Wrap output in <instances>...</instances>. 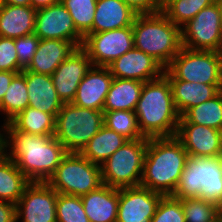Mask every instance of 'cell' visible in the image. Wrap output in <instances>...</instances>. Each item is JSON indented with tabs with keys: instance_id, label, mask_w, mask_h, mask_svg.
I'll use <instances>...</instances> for the list:
<instances>
[{
	"instance_id": "cell-1",
	"label": "cell",
	"mask_w": 222,
	"mask_h": 222,
	"mask_svg": "<svg viewBox=\"0 0 222 222\" xmlns=\"http://www.w3.org/2000/svg\"><path fill=\"white\" fill-rule=\"evenodd\" d=\"M5 133V154L30 182H47L68 153L54 136L25 133L10 122L6 123Z\"/></svg>"
},
{
	"instance_id": "cell-2",
	"label": "cell",
	"mask_w": 222,
	"mask_h": 222,
	"mask_svg": "<svg viewBox=\"0 0 222 222\" xmlns=\"http://www.w3.org/2000/svg\"><path fill=\"white\" fill-rule=\"evenodd\" d=\"M188 156L176 136L149 138L140 185L163 196L172 195Z\"/></svg>"
},
{
	"instance_id": "cell-3",
	"label": "cell",
	"mask_w": 222,
	"mask_h": 222,
	"mask_svg": "<svg viewBox=\"0 0 222 222\" xmlns=\"http://www.w3.org/2000/svg\"><path fill=\"white\" fill-rule=\"evenodd\" d=\"M134 112L145 138L176 136L180 115L173 103L169 80L164 75L144 82Z\"/></svg>"
},
{
	"instance_id": "cell-4",
	"label": "cell",
	"mask_w": 222,
	"mask_h": 222,
	"mask_svg": "<svg viewBox=\"0 0 222 222\" xmlns=\"http://www.w3.org/2000/svg\"><path fill=\"white\" fill-rule=\"evenodd\" d=\"M132 29L134 47L152 56L164 68L182 48L181 28L161 11L137 14Z\"/></svg>"
},
{
	"instance_id": "cell-5",
	"label": "cell",
	"mask_w": 222,
	"mask_h": 222,
	"mask_svg": "<svg viewBox=\"0 0 222 222\" xmlns=\"http://www.w3.org/2000/svg\"><path fill=\"white\" fill-rule=\"evenodd\" d=\"M177 199L202 198L222 206V156H188L171 195Z\"/></svg>"
},
{
	"instance_id": "cell-6",
	"label": "cell",
	"mask_w": 222,
	"mask_h": 222,
	"mask_svg": "<svg viewBox=\"0 0 222 222\" xmlns=\"http://www.w3.org/2000/svg\"><path fill=\"white\" fill-rule=\"evenodd\" d=\"M103 125L102 110L64 103L56 116L54 137L68 153H80Z\"/></svg>"
},
{
	"instance_id": "cell-7",
	"label": "cell",
	"mask_w": 222,
	"mask_h": 222,
	"mask_svg": "<svg viewBox=\"0 0 222 222\" xmlns=\"http://www.w3.org/2000/svg\"><path fill=\"white\" fill-rule=\"evenodd\" d=\"M147 145L148 138H140L118 148L100 166L103 184L117 189L139 186Z\"/></svg>"
},
{
	"instance_id": "cell-8",
	"label": "cell",
	"mask_w": 222,
	"mask_h": 222,
	"mask_svg": "<svg viewBox=\"0 0 222 222\" xmlns=\"http://www.w3.org/2000/svg\"><path fill=\"white\" fill-rule=\"evenodd\" d=\"M47 183L57 193L81 197L103 185L101 168L80 153H67Z\"/></svg>"
},
{
	"instance_id": "cell-9",
	"label": "cell",
	"mask_w": 222,
	"mask_h": 222,
	"mask_svg": "<svg viewBox=\"0 0 222 222\" xmlns=\"http://www.w3.org/2000/svg\"><path fill=\"white\" fill-rule=\"evenodd\" d=\"M163 75L168 80L222 84L220 52L191 50L182 46Z\"/></svg>"
},
{
	"instance_id": "cell-10",
	"label": "cell",
	"mask_w": 222,
	"mask_h": 222,
	"mask_svg": "<svg viewBox=\"0 0 222 222\" xmlns=\"http://www.w3.org/2000/svg\"><path fill=\"white\" fill-rule=\"evenodd\" d=\"M182 46L191 50H222V31L219 3L203 8L181 27Z\"/></svg>"
},
{
	"instance_id": "cell-11",
	"label": "cell",
	"mask_w": 222,
	"mask_h": 222,
	"mask_svg": "<svg viewBox=\"0 0 222 222\" xmlns=\"http://www.w3.org/2000/svg\"><path fill=\"white\" fill-rule=\"evenodd\" d=\"M81 48L87 53L93 66L107 67L134 48L132 26L87 34Z\"/></svg>"
},
{
	"instance_id": "cell-12",
	"label": "cell",
	"mask_w": 222,
	"mask_h": 222,
	"mask_svg": "<svg viewBox=\"0 0 222 222\" xmlns=\"http://www.w3.org/2000/svg\"><path fill=\"white\" fill-rule=\"evenodd\" d=\"M57 194L47 182H31L16 204V222H57Z\"/></svg>"
},
{
	"instance_id": "cell-13",
	"label": "cell",
	"mask_w": 222,
	"mask_h": 222,
	"mask_svg": "<svg viewBox=\"0 0 222 222\" xmlns=\"http://www.w3.org/2000/svg\"><path fill=\"white\" fill-rule=\"evenodd\" d=\"M34 34L39 39H60L81 47L83 36L77 31L73 19L61 2L38 9Z\"/></svg>"
},
{
	"instance_id": "cell-14",
	"label": "cell",
	"mask_w": 222,
	"mask_h": 222,
	"mask_svg": "<svg viewBox=\"0 0 222 222\" xmlns=\"http://www.w3.org/2000/svg\"><path fill=\"white\" fill-rule=\"evenodd\" d=\"M162 197L141 185L119 189L116 222H151Z\"/></svg>"
},
{
	"instance_id": "cell-15",
	"label": "cell",
	"mask_w": 222,
	"mask_h": 222,
	"mask_svg": "<svg viewBox=\"0 0 222 222\" xmlns=\"http://www.w3.org/2000/svg\"><path fill=\"white\" fill-rule=\"evenodd\" d=\"M92 66L87 53L78 47L57 67L51 77L63 103H72L81 80Z\"/></svg>"
},
{
	"instance_id": "cell-16",
	"label": "cell",
	"mask_w": 222,
	"mask_h": 222,
	"mask_svg": "<svg viewBox=\"0 0 222 222\" xmlns=\"http://www.w3.org/2000/svg\"><path fill=\"white\" fill-rule=\"evenodd\" d=\"M114 78L148 82L160 78L165 68L152 56L132 48L107 66Z\"/></svg>"
},
{
	"instance_id": "cell-17",
	"label": "cell",
	"mask_w": 222,
	"mask_h": 222,
	"mask_svg": "<svg viewBox=\"0 0 222 222\" xmlns=\"http://www.w3.org/2000/svg\"><path fill=\"white\" fill-rule=\"evenodd\" d=\"M176 137L189 156H222V131L193 123H179Z\"/></svg>"
},
{
	"instance_id": "cell-18",
	"label": "cell",
	"mask_w": 222,
	"mask_h": 222,
	"mask_svg": "<svg viewBox=\"0 0 222 222\" xmlns=\"http://www.w3.org/2000/svg\"><path fill=\"white\" fill-rule=\"evenodd\" d=\"M113 78L108 67L92 66L81 80L72 104L103 111Z\"/></svg>"
},
{
	"instance_id": "cell-19",
	"label": "cell",
	"mask_w": 222,
	"mask_h": 222,
	"mask_svg": "<svg viewBox=\"0 0 222 222\" xmlns=\"http://www.w3.org/2000/svg\"><path fill=\"white\" fill-rule=\"evenodd\" d=\"M29 107L52 114L55 117L64 105L53 85L52 77L25 70Z\"/></svg>"
},
{
	"instance_id": "cell-20",
	"label": "cell",
	"mask_w": 222,
	"mask_h": 222,
	"mask_svg": "<svg viewBox=\"0 0 222 222\" xmlns=\"http://www.w3.org/2000/svg\"><path fill=\"white\" fill-rule=\"evenodd\" d=\"M76 48L78 47L70 41L40 39L31 63L24 70L51 76Z\"/></svg>"
},
{
	"instance_id": "cell-21",
	"label": "cell",
	"mask_w": 222,
	"mask_h": 222,
	"mask_svg": "<svg viewBox=\"0 0 222 222\" xmlns=\"http://www.w3.org/2000/svg\"><path fill=\"white\" fill-rule=\"evenodd\" d=\"M84 211L90 222H116L119 189L101 185L81 196Z\"/></svg>"
},
{
	"instance_id": "cell-22",
	"label": "cell",
	"mask_w": 222,
	"mask_h": 222,
	"mask_svg": "<svg viewBox=\"0 0 222 222\" xmlns=\"http://www.w3.org/2000/svg\"><path fill=\"white\" fill-rule=\"evenodd\" d=\"M136 15L123 0H97L93 26L88 34L130 27Z\"/></svg>"
},
{
	"instance_id": "cell-23",
	"label": "cell",
	"mask_w": 222,
	"mask_h": 222,
	"mask_svg": "<svg viewBox=\"0 0 222 222\" xmlns=\"http://www.w3.org/2000/svg\"><path fill=\"white\" fill-rule=\"evenodd\" d=\"M173 103L180 116L189 108L199 105L222 90V84H204L183 80H169Z\"/></svg>"
},
{
	"instance_id": "cell-24",
	"label": "cell",
	"mask_w": 222,
	"mask_h": 222,
	"mask_svg": "<svg viewBox=\"0 0 222 222\" xmlns=\"http://www.w3.org/2000/svg\"><path fill=\"white\" fill-rule=\"evenodd\" d=\"M36 12L31 6L3 4L0 9V36L16 39L34 33Z\"/></svg>"
},
{
	"instance_id": "cell-25",
	"label": "cell",
	"mask_w": 222,
	"mask_h": 222,
	"mask_svg": "<svg viewBox=\"0 0 222 222\" xmlns=\"http://www.w3.org/2000/svg\"><path fill=\"white\" fill-rule=\"evenodd\" d=\"M143 85L144 82L134 79L113 78L105 99L103 112L135 111Z\"/></svg>"
},
{
	"instance_id": "cell-26",
	"label": "cell",
	"mask_w": 222,
	"mask_h": 222,
	"mask_svg": "<svg viewBox=\"0 0 222 222\" xmlns=\"http://www.w3.org/2000/svg\"><path fill=\"white\" fill-rule=\"evenodd\" d=\"M126 141L128 139L124 136L103 125L82 149L80 154L92 163L101 166Z\"/></svg>"
},
{
	"instance_id": "cell-27",
	"label": "cell",
	"mask_w": 222,
	"mask_h": 222,
	"mask_svg": "<svg viewBox=\"0 0 222 222\" xmlns=\"http://www.w3.org/2000/svg\"><path fill=\"white\" fill-rule=\"evenodd\" d=\"M30 183L12 159L0 156V200L16 205Z\"/></svg>"
},
{
	"instance_id": "cell-28",
	"label": "cell",
	"mask_w": 222,
	"mask_h": 222,
	"mask_svg": "<svg viewBox=\"0 0 222 222\" xmlns=\"http://www.w3.org/2000/svg\"><path fill=\"white\" fill-rule=\"evenodd\" d=\"M55 122L54 115L29 106L10 121L19 131L40 136H54Z\"/></svg>"
},
{
	"instance_id": "cell-29",
	"label": "cell",
	"mask_w": 222,
	"mask_h": 222,
	"mask_svg": "<svg viewBox=\"0 0 222 222\" xmlns=\"http://www.w3.org/2000/svg\"><path fill=\"white\" fill-rule=\"evenodd\" d=\"M179 123H193L222 131V90L211 99L189 108Z\"/></svg>"
},
{
	"instance_id": "cell-30",
	"label": "cell",
	"mask_w": 222,
	"mask_h": 222,
	"mask_svg": "<svg viewBox=\"0 0 222 222\" xmlns=\"http://www.w3.org/2000/svg\"><path fill=\"white\" fill-rule=\"evenodd\" d=\"M29 106L25 70L18 73L5 92L0 103V112L6 114L5 123H9L20 112Z\"/></svg>"
},
{
	"instance_id": "cell-31",
	"label": "cell",
	"mask_w": 222,
	"mask_h": 222,
	"mask_svg": "<svg viewBox=\"0 0 222 222\" xmlns=\"http://www.w3.org/2000/svg\"><path fill=\"white\" fill-rule=\"evenodd\" d=\"M216 0H167L161 6V12L180 28L193 19L203 8Z\"/></svg>"
},
{
	"instance_id": "cell-32",
	"label": "cell",
	"mask_w": 222,
	"mask_h": 222,
	"mask_svg": "<svg viewBox=\"0 0 222 222\" xmlns=\"http://www.w3.org/2000/svg\"><path fill=\"white\" fill-rule=\"evenodd\" d=\"M103 124L128 140L145 138L139 129L137 115L134 111L117 110L103 112Z\"/></svg>"
},
{
	"instance_id": "cell-33",
	"label": "cell",
	"mask_w": 222,
	"mask_h": 222,
	"mask_svg": "<svg viewBox=\"0 0 222 222\" xmlns=\"http://www.w3.org/2000/svg\"><path fill=\"white\" fill-rule=\"evenodd\" d=\"M70 13L77 31L85 37L92 29L97 0H60Z\"/></svg>"
},
{
	"instance_id": "cell-34",
	"label": "cell",
	"mask_w": 222,
	"mask_h": 222,
	"mask_svg": "<svg viewBox=\"0 0 222 222\" xmlns=\"http://www.w3.org/2000/svg\"><path fill=\"white\" fill-rule=\"evenodd\" d=\"M186 222H218L220 207L202 198L181 199Z\"/></svg>"
},
{
	"instance_id": "cell-35",
	"label": "cell",
	"mask_w": 222,
	"mask_h": 222,
	"mask_svg": "<svg viewBox=\"0 0 222 222\" xmlns=\"http://www.w3.org/2000/svg\"><path fill=\"white\" fill-rule=\"evenodd\" d=\"M56 219L57 222H90L81 197L61 193L57 194Z\"/></svg>"
},
{
	"instance_id": "cell-36",
	"label": "cell",
	"mask_w": 222,
	"mask_h": 222,
	"mask_svg": "<svg viewBox=\"0 0 222 222\" xmlns=\"http://www.w3.org/2000/svg\"><path fill=\"white\" fill-rule=\"evenodd\" d=\"M151 222H186L181 199L171 195L163 196Z\"/></svg>"
},
{
	"instance_id": "cell-37",
	"label": "cell",
	"mask_w": 222,
	"mask_h": 222,
	"mask_svg": "<svg viewBox=\"0 0 222 222\" xmlns=\"http://www.w3.org/2000/svg\"><path fill=\"white\" fill-rule=\"evenodd\" d=\"M39 41L40 39L34 33L14 39L19 61V72L26 69L31 63Z\"/></svg>"
},
{
	"instance_id": "cell-38",
	"label": "cell",
	"mask_w": 222,
	"mask_h": 222,
	"mask_svg": "<svg viewBox=\"0 0 222 222\" xmlns=\"http://www.w3.org/2000/svg\"><path fill=\"white\" fill-rule=\"evenodd\" d=\"M19 72L14 39L0 36V71Z\"/></svg>"
},
{
	"instance_id": "cell-39",
	"label": "cell",
	"mask_w": 222,
	"mask_h": 222,
	"mask_svg": "<svg viewBox=\"0 0 222 222\" xmlns=\"http://www.w3.org/2000/svg\"><path fill=\"white\" fill-rule=\"evenodd\" d=\"M136 14H152L161 11L159 0H123Z\"/></svg>"
},
{
	"instance_id": "cell-40",
	"label": "cell",
	"mask_w": 222,
	"mask_h": 222,
	"mask_svg": "<svg viewBox=\"0 0 222 222\" xmlns=\"http://www.w3.org/2000/svg\"><path fill=\"white\" fill-rule=\"evenodd\" d=\"M0 222H16V205L0 200Z\"/></svg>"
},
{
	"instance_id": "cell-41",
	"label": "cell",
	"mask_w": 222,
	"mask_h": 222,
	"mask_svg": "<svg viewBox=\"0 0 222 222\" xmlns=\"http://www.w3.org/2000/svg\"><path fill=\"white\" fill-rule=\"evenodd\" d=\"M20 72L0 71V103L8 90L12 79Z\"/></svg>"
},
{
	"instance_id": "cell-42",
	"label": "cell",
	"mask_w": 222,
	"mask_h": 222,
	"mask_svg": "<svg viewBox=\"0 0 222 222\" xmlns=\"http://www.w3.org/2000/svg\"><path fill=\"white\" fill-rule=\"evenodd\" d=\"M60 2V0H31V7L38 10Z\"/></svg>"
},
{
	"instance_id": "cell-43",
	"label": "cell",
	"mask_w": 222,
	"mask_h": 222,
	"mask_svg": "<svg viewBox=\"0 0 222 222\" xmlns=\"http://www.w3.org/2000/svg\"><path fill=\"white\" fill-rule=\"evenodd\" d=\"M6 5L31 6V0H2Z\"/></svg>"
},
{
	"instance_id": "cell-44",
	"label": "cell",
	"mask_w": 222,
	"mask_h": 222,
	"mask_svg": "<svg viewBox=\"0 0 222 222\" xmlns=\"http://www.w3.org/2000/svg\"><path fill=\"white\" fill-rule=\"evenodd\" d=\"M5 126H6V123H4L3 126H1L3 133H1L2 131H0V156L4 155L6 151V147H5L6 133H4Z\"/></svg>"
},
{
	"instance_id": "cell-45",
	"label": "cell",
	"mask_w": 222,
	"mask_h": 222,
	"mask_svg": "<svg viewBox=\"0 0 222 222\" xmlns=\"http://www.w3.org/2000/svg\"><path fill=\"white\" fill-rule=\"evenodd\" d=\"M219 3V10L221 16V31H222V0H216Z\"/></svg>"
},
{
	"instance_id": "cell-46",
	"label": "cell",
	"mask_w": 222,
	"mask_h": 222,
	"mask_svg": "<svg viewBox=\"0 0 222 222\" xmlns=\"http://www.w3.org/2000/svg\"><path fill=\"white\" fill-rule=\"evenodd\" d=\"M220 220L222 221V206L220 207Z\"/></svg>"
},
{
	"instance_id": "cell-47",
	"label": "cell",
	"mask_w": 222,
	"mask_h": 222,
	"mask_svg": "<svg viewBox=\"0 0 222 222\" xmlns=\"http://www.w3.org/2000/svg\"><path fill=\"white\" fill-rule=\"evenodd\" d=\"M167 0H159L161 6L166 2Z\"/></svg>"
},
{
	"instance_id": "cell-48",
	"label": "cell",
	"mask_w": 222,
	"mask_h": 222,
	"mask_svg": "<svg viewBox=\"0 0 222 222\" xmlns=\"http://www.w3.org/2000/svg\"><path fill=\"white\" fill-rule=\"evenodd\" d=\"M3 6V3H2V0H0V9L2 8Z\"/></svg>"
},
{
	"instance_id": "cell-49",
	"label": "cell",
	"mask_w": 222,
	"mask_h": 222,
	"mask_svg": "<svg viewBox=\"0 0 222 222\" xmlns=\"http://www.w3.org/2000/svg\"><path fill=\"white\" fill-rule=\"evenodd\" d=\"M221 56V72H222V54H220Z\"/></svg>"
}]
</instances>
